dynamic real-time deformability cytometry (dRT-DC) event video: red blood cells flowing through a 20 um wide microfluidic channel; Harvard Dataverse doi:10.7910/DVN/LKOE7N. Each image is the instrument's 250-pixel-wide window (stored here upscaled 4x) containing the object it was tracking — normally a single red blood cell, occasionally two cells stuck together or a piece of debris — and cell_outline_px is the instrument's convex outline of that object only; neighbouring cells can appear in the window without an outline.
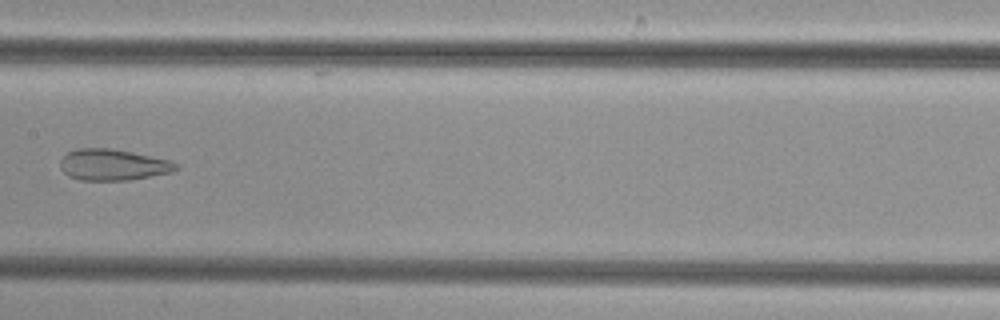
{"species": "common noctule bat (a hibernating species)", "species_latin": "Nyctalus noctula", "temperature_condition": "cold", "stored_images_in_passage": 7, "camera_frame_rate_fps": 3000, "um_per_image_px": 0.085, "animal": {"sex": "female", "body_mass_g": 29.2, "forearm_length_mm": 56.3}, "frame": {"image": 1, "passage_image": 7, "time_ms": 8.333, "image_size_px": [1000, 320], "cell_outline_px": [[180, 168], [172, 172], [132, 180], [80, 180], [68, 176], [60, 168], [60, 160], [68, 152], [76, 148], [108, 148], [132, 152], [172, 160]], "centroid_in_image_um": [9.62, 14.01], "position_along_channel_um": 197.8, "area_um2": 21.21}}